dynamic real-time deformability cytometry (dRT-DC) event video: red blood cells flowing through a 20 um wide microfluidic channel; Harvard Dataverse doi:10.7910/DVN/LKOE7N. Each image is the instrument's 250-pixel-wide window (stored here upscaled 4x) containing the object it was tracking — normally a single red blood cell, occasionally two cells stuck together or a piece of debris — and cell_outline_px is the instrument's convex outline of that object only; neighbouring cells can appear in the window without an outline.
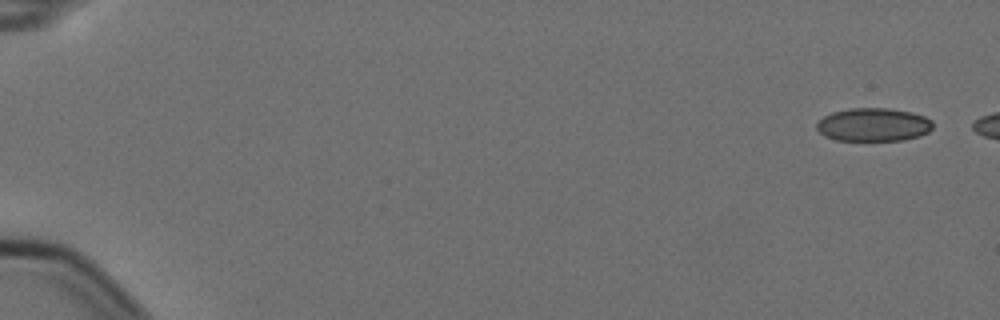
{"species": "Egyptian fruit bat (a non-hibernating species)", "species_latin": "Rousettus aegyptiacus", "temperature_condition": "cold", "stored_images_in_passage": 5, "camera_frame_rate_fps": 3000, "um_per_image_px": 0.085, "animal": {"sex": "female"}, "frame": {"image": 1, "passage_image": 1, "time_ms": 0.0, "image_size_px": [1000, 320], "cell_outline_px": [[932, 128], [928, 132], [920, 136], [904, 140], [836, 140], [824, 136], [816, 128], [816, 124], [824, 116], [832, 112], [848, 108], [888, 108], [912, 112], [924, 116], [932, 120]], "centroid_in_image_um": [74.24, 10.59], "position_along_channel_um": 10.8, "area_um2": 22.6}}